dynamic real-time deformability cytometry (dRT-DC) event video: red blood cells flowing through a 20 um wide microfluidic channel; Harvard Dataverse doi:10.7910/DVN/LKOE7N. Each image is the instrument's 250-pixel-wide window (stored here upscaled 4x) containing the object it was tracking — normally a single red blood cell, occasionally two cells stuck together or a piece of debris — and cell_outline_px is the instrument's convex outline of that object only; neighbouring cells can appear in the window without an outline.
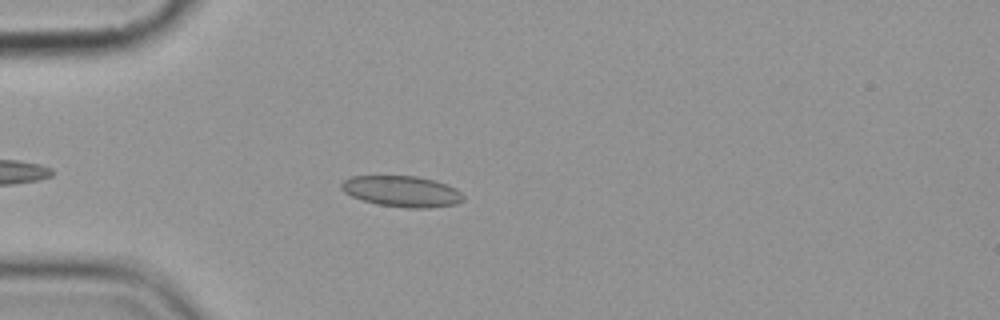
{"species": "common noctule bat (a hibernating species)", "species_latin": "Nyctalus noctula", "temperature_condition": "cold", "stored_images_in_passage": 2, "camera_frame_rate_fps": 3000, "um_per_image_px": 0.085, "animal": {"sex": "female", "body_mass_g": 19.9}, "frame": {"image": 1, "passage_image": 2, "time_ms": 1.0, "image_size_px": [1000, 320], "cell_outline_px": [[464, 200], [456, 204], [428, 208], [408, 208], [376, 204], [352, 196], [344, 192], [340, 188], [340, 184], [344, 180], [352, 176], [416, 176], [436, 180], [448, 184], [456, 188], [464, 196]], "centroid_in_image_um": [34.19, 16.26], "position_along_channel_um": 50.8, "area_um2": 22.14}}